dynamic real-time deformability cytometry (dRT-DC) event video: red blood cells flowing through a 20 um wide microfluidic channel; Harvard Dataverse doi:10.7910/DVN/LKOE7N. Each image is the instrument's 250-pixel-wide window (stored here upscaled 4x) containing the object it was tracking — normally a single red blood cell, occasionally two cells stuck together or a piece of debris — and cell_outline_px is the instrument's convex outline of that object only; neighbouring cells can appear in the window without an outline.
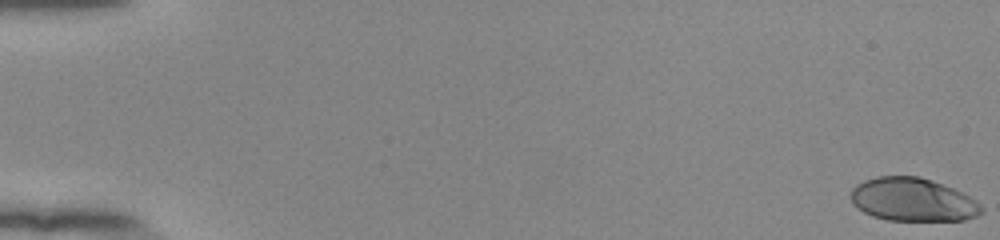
{"species": "human", "species_latin": "Homo sapiens", "temperature_condition": "room temperature", "stored_images_in_passage": 55, "camera_frame_rate_fps": 3000, "um_per_image_px": 0.085, "donor": {"sex": "female"}, "frame": {"image": 1, "passage_image": 1, "time_ms": 0.0, "image_size_px": [1000, 240], "cell_outline_px": [[984, 212], [976, 216], [964, 220], [888, 220], [872, 216], [864, 212], [852, 204], [852, 188], [856, 184], [864, 180], [876, 176], [920, 176], [932, 180], [952, 188], [976, 200], [984, 208]], "centroid_in_image_um": [77.58, 16.97], "position_along_channel_um": 7.4, "area_um2": 32.95}}
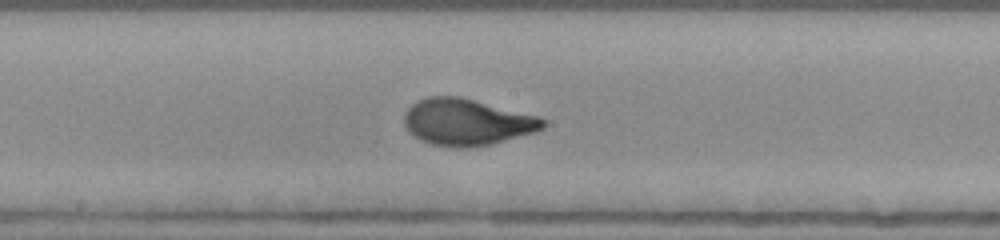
{"frame": {"image": 2, "passage_image": 31, "time_ms": 10.0, "image_size_px": [1000, 240], "cell_outline_px": [[548, 124], [544, 128], [536, 132], [492, 144], [468, 148], [460, 148], [432, 144], [420, 140], [412, 136], [404, 124], [404, 112], [416, 100], [428, 96], [460, 96], [540, 116], [548, 120]], "centroid_in_image_um": [39.71, 10.37], "position_along_channel_um": 208.5, "area_um2": 38.26}}
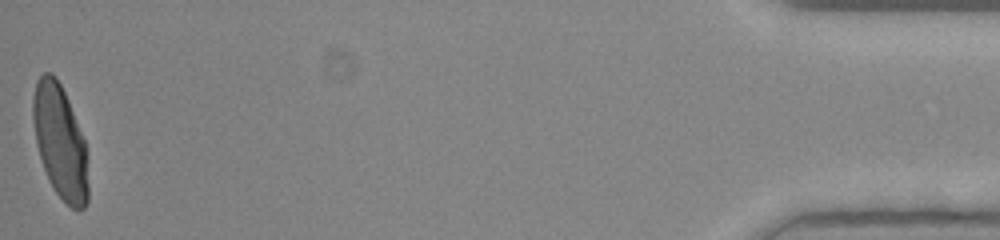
{"frame": {"image": 3, "passage_image": 55, "time_ms": 18.0, "image_size_px": [1000, 240], "cell_outline_px": [[88, 200], [84, 208], [72, 208], [56, 192], [48, 180], [36, 144], [32, 120], [32, 96], [36, 80], [44, 72], [52, 72], [56, 76], [68, 100], [84, 140], [88, 184]], "centroid_in_image_um": [5.07, 12.0], "position_along_channel_um": 430.1, "area_um2": 36.24}, "authors_computed_cell_mechanics": {"area_um2": 36.1828, "velocity_mm_per_s": 3.8799, "shape_relaxation_time_tau1_ms": 3.8808, "shape_relaxation_time_tau2_ms": null, "deformation_change_tau1": 0.2079, "deformation_change_tau2": null}}